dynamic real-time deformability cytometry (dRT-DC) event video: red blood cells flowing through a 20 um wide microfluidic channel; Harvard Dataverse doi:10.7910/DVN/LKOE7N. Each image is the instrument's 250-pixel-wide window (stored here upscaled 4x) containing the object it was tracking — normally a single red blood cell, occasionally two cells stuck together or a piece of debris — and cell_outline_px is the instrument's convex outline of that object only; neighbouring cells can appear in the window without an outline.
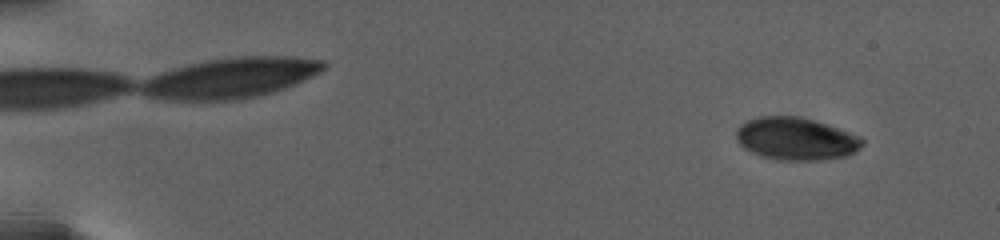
{"species": "human", "species_latin": "Homo sapiens", "temperature_condition": "warm", "stored_images_in_passage": 69, "camera_frame_rate_fps": 3000, "um_per_image_px": 0.085, "donor": {"sex": "female"}, "frame": {"image": 1, "passage_image": 8, "time_ms": 2.333, "image_size_px": [1000, 240], "cell_outline_px": [[864, 144], [856, 152], [848, 156], [820, 160], [776, 160], [760, 156], [744, 148], [736, 140], [736, 128], [740, 124], [756, 116], [800, 116], [860, 136], [864, 140]], "centroid_in_image_um": [67.63, 11.8], "position_along_channel_um": 17.4, "area_um2": 31.44}}
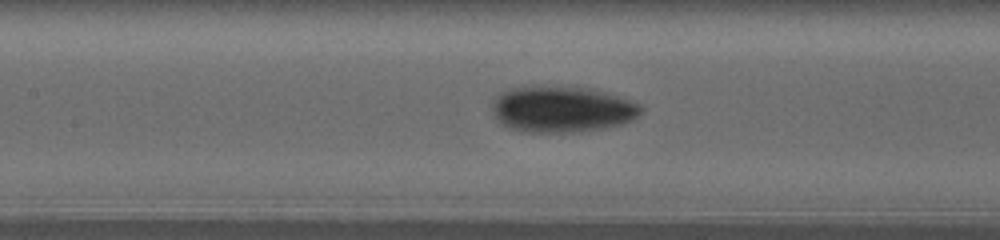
{"frame": {"image": 2, "passage_image": 35, "time_ms": 13.333, "image_size_px": [1000, 240], "cell_outline_px": [[644, 108], [640, 116], [632, 120], [620, 124], [604, 128], [580, 132], [520, 132], [508, 128], [500, 124], [492, 112], [492, 100], [500, 92], [508, 88], [536, 84], [544, 84], [596, 88], [640, 104]], "centroid_in_image_um": [47.73, 9.25], "position_along_channel_um": 159.7, "area_um2": 41.44}}
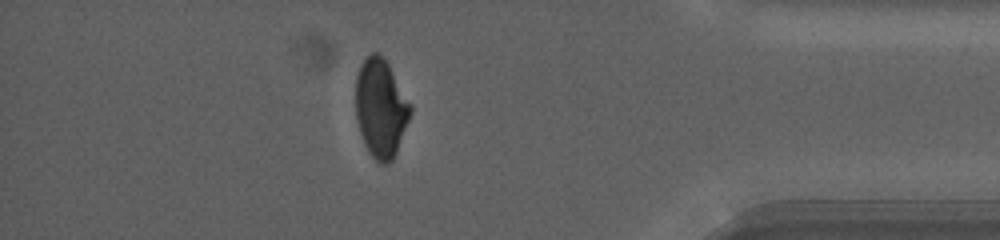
{"frame": {"image": 3, "passage_image": 61, "time_ms": 23.667, "image_size_px": [1000, 240], "cell_outline_px": [[412, 112], [396, 152], [392, 160], [388, 164], [380, 164], [368, 152], [364, 144], [360, 132], [356, 116], [356, 76], [360, 64], [364, 56], [372, 52], [380, 52], [388, 64], [412, 104]], "centroid_in_image_um": [32.36, 9.16], "position_along_channel_um": 402.8, "area_um2": 31.67}, "authors_computed_cell_mechanics": {"area_um2": 33.2928, "velocity_mm_per_s": 2.6372, "shape_relaxation_time_tau1_ms": 4.3492, "shape_relaxation_time_tau2_ms": 2.8429, "deformation_change_tau1": 0.1298, "deformation_change_tau2": 0.0428}}